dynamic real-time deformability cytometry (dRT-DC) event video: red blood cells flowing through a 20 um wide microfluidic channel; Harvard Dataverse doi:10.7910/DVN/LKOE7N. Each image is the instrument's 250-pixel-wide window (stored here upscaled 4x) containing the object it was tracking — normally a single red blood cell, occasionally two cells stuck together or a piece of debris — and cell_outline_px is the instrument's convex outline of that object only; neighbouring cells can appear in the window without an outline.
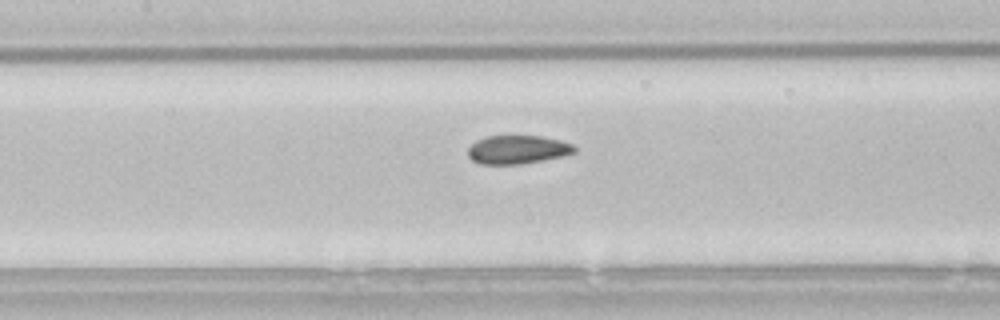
{"species": "common noctule bat (a hibernating species)", "species_latin": "Nyctalus noctula", "temperature_condition": "room temperature", "stored_images_in_passage": 38, "camera_frame_rate_fps": 3000, "um_per_image_px": 0.085, "animal": {"sex": "male", "body_mass_g": 21.5, "forearm_length_mm": 52.0}, "frame": {"image": 1, "passage_image": 9, "time_ms": 2.667, "image_size_px": [1000, 320], "cell_outline_px": [[576, 152], [544, 160], [520, 164], [480, 164], [472, 160], [468, 156], [468, 148], [476, 140], [484, 136], [540, 136], [560, 140], [572, 144], [576, 148]], "centroid_in_image_um": [43.96, 12.71], "position_along_channel_um": 163.4, "area_um2": 17.69}}
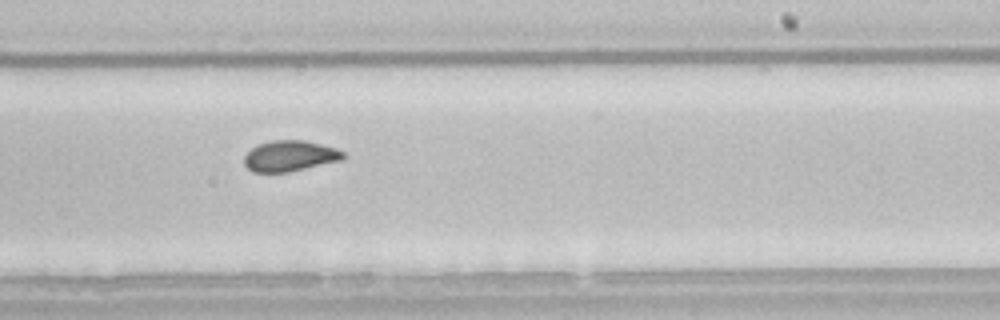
{"frame": {"image": 2, "passage_image": 17, "time_ms": 5.333, "image_size_px": [1000, 320], "cell_outline_px": [[344, 160], [288, 172], [252, 172], [244, 164], [244, 156], [256, 144], [272, 140], [304, 140], [336, 148], [344, 152]], "centroid_in_image_um": [24.64, 13.25], "position_along_channel_um": 264.4, "area_um2": 17.86}}
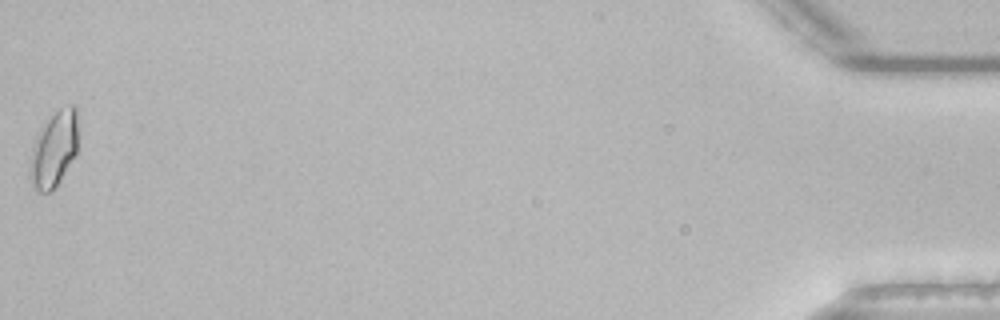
{"frame": {"image": 3, "passage_image": 38, "time_ms": 12.333, "image_size_px": [1000, 320], "cell_outline_px": [[76, 156], [52, 192], [36, 192], [32, 188], [28, 176], [32, 148], [36, 136], [40, 128], [60, 108], [72, 104], [76, 104]], "centroid_in_image_um": [4.55, 12.75], "position_along_channel_um": 430.6, "area_um2": 21.27}, "authors_computed_cell_mechanics": {"area_um2": 17.918, "velocity_mm_per_s": 3.8034, "shape_relaxation_time_tau1_ms": 11.0905, "shape_relaxation_time_tau2_ms": 1.2689, "deformation_change_tau1": 0.166, "deformation_change_tau2": 0.0592}}